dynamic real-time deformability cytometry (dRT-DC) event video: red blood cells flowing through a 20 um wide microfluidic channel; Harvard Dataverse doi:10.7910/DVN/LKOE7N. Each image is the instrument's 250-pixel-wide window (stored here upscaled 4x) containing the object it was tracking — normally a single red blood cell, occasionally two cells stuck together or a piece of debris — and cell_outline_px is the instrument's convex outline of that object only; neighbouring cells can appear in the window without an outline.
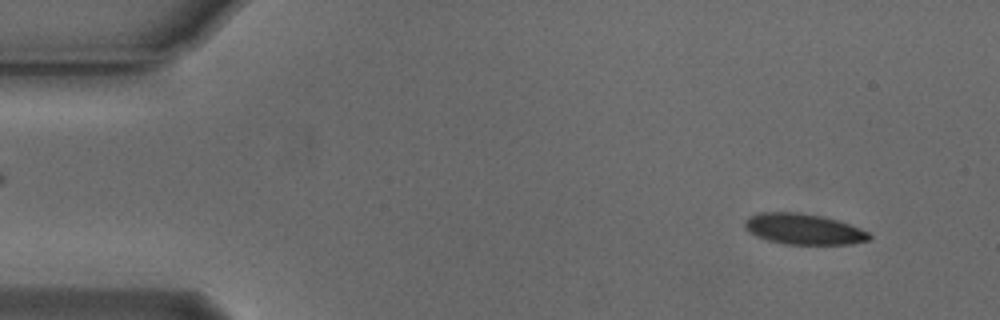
{"species": "Egyptian fruit bat (a non-hibernating species)", "species_latin": "Rousettus aegyptiacus", "temperature_condition": "cold", "stored_images_in_passage": 53, "camera_frame_rate_fps": 3000, "um_per_image_px": 0.085, "animal": {"sex": "male"}, "frame": {"image": 1, "passage_image": 4, "time_ms": 1.0, "image_size_px": [1000, 320], "cell_outline_px": [[872, 236], [868, 240], [852, 244], [784, 244], [768, 240], [756, 236], [748, 232], [744, 228], [744, 220], [748, 216], [760, 212], [800, 212], [840, 220], [860, 228], [868, 232]], "centroid_in_image_um": [68.28, 19.46], "position_along_channel_um": 16.7, "area_um2": 22.54}}
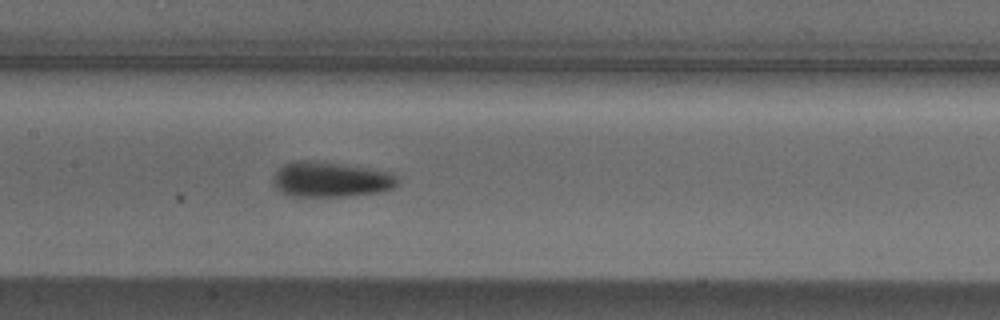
{"frame": {"image": 2, "passage_image": 25, "time_ms": 8.0, "image_size_px": [1000, 320], "cell_outline_px": [[400, 184], [392, 188], [380, 192], [344, 196], [288, 196], [280, 192], [272, 184], [272, 176], [284, 164], [292, 160], [312, 160], [344, 164], [396, 172], [400, 180]], "centroid_in_image_um": [28.14, 15.24], "position_along_channel_um": 179.3, "area_um2": 26.18}}
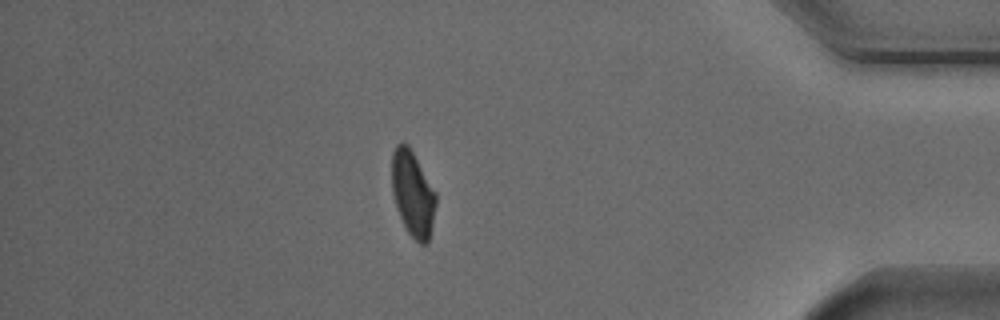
{"frame": {"image": 3, "passage_image": 46, "time_ms": 15.0, "image_size_px": [1000, 320], "cell_outline_px": [[436, 204], [428, 244], [420, 244], [408, 232], [396, 208], [392, 192], [392, 152], [396, 144], [400, 140], [408, 144], [436, 192]], "centroid_in_image_um": [35.07, 16.42], "position_along_channel_um": 400.1, "area_um2": 21.96}, "authors_computed_cell_mechanics": {"area_um2": 23.2356, "velocity_mm_per_s": 3.7452, "shape_relaxation_time_tau1_ms": 2.5357, "shape_relaxation_time_tau2_ms": 3.3603, "deformation_change_tau1": 0.1078, "deformation_change_tau2": 0.071}}